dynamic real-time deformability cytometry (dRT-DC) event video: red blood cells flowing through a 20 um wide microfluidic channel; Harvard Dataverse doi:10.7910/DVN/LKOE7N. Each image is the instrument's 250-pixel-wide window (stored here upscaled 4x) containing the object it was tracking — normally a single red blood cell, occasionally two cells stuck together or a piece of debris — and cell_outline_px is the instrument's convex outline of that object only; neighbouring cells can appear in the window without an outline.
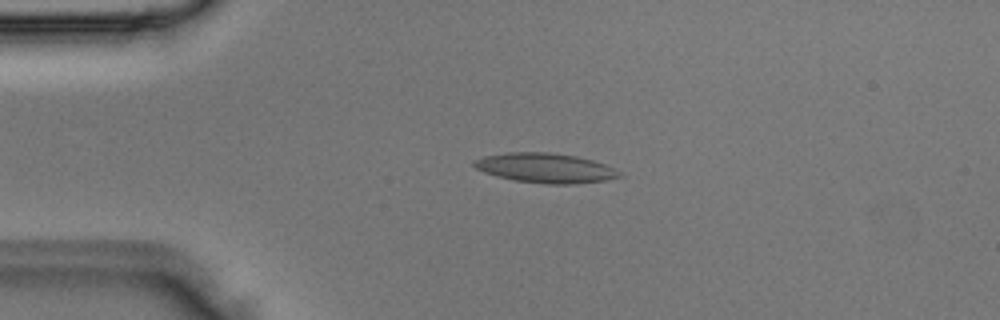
{"species": "Egyptian fruit bat (a non-hibernating species)", "species_latin": "Rousettus aegyptiacus", "temperature_condition": "room temperature", "stored_images_in_passage": 4, "camera_frame_rate_fps": 3000, "um_per_image_px": 0.085, "animal": {"sex": "male"}, "frame": {"image": 1, "passage_image": 3, "time_ms": 0.667, "image_size_px": [1000, 320], "cell_outline_px": [[624, 176], [604, 180], [576, 184], [548, 184], [512, 180], [496, 176], [484, 172], [476, 168], [472, 164], [472, 160], [484, 156], [508, 152], [548, 152], [576, 156], [592, 160], [604, 164], [620, 172]], "centroid_in_image_um": [46.32, 14.28], "position_along_channel_um": 38.7, "area_um2": 25.14}}